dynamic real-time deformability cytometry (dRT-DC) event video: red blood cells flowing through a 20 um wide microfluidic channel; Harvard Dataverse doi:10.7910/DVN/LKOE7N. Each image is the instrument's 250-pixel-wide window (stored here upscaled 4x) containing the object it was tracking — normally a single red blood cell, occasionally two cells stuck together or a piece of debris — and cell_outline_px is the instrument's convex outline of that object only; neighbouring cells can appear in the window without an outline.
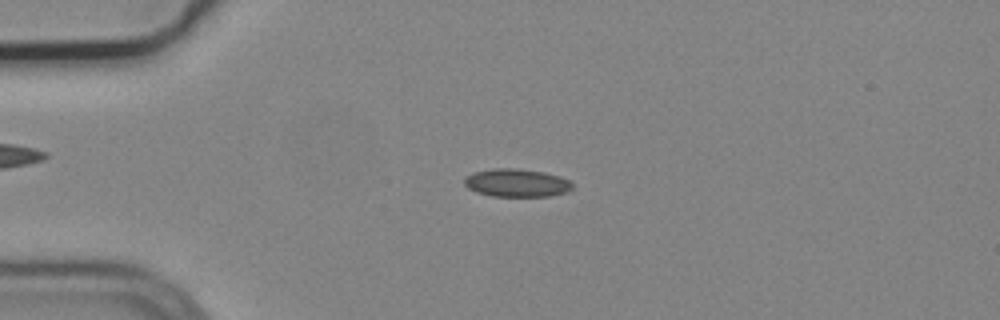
{"species": "common noctule bat (a hibernating species)", "species_latin": "Nyctalus noctula", "temperature_condition": "cold", "stored_images_in_passage": 6, "camera_frame_rate_fps": 3000, "um_per_image_px": 0.085, "animal": {"sex": "male", "body_mass_g": 19.2, "forearm_length_mm": 51.8}, "frame": {"image": 1, "passage_image": 1, "time_ms": 0.0, "image_size_px": [1000, 320], "cell_outline_px": [[572, 192], [548, 196], [492, 196], [476, 192], [468, 188], [464, 184], [464, 176], [472, 172], [492, 168], [516, 168], [544, 172], [560, 176], [568, 180], [572, 184]], "centroid_in_image_um": [43.91, 15.54], "position_along_channel_um": 41.1, "area_um2": 17.92}}
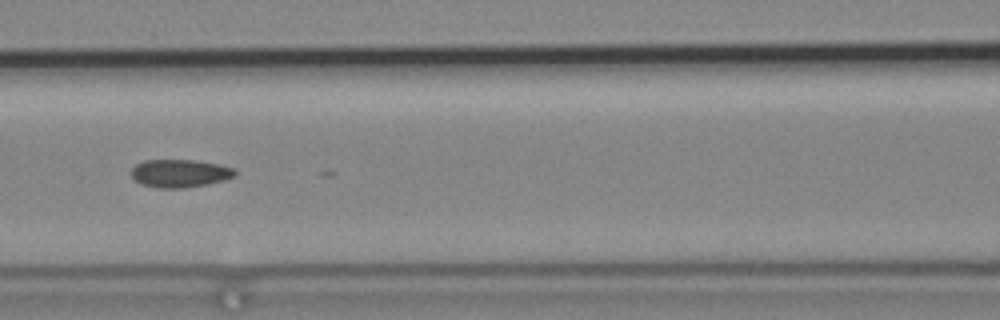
{"frame": {"image": 2, "passage_image": 4, "time_ms": 1.0, "image_size_px": [1000, 320], "cell_outline_px": [[236, 176], [224, 180], [204, 184], [180, 188], [160, 188], [140, 184], [132, 176], [132, 168], [136, 164], [144, 160], [196, 160], [220, 164], [236, 168]], "centroid_in_image_um": [15.31, 14.72], "position_along_channel_um": 151.3, "area_um2": 16.88}}
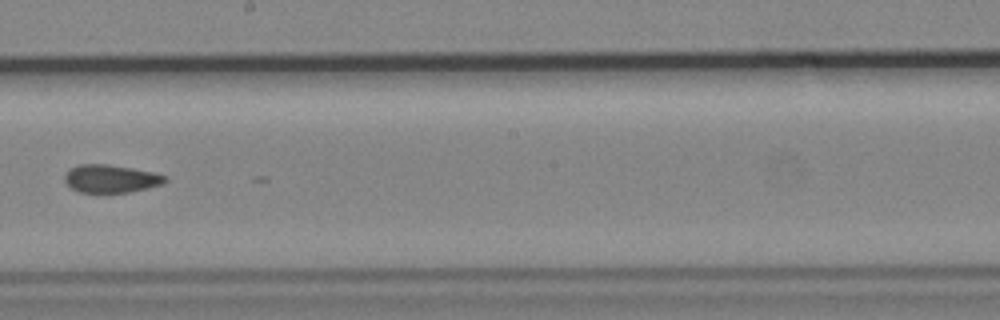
{"frame": {"image": 3, "passage_image": 6, "time_ms": 1.667, "image_size_px": [1000, 320], "cell_outline_px": [[168, 180], [164, 184], [148, 188], [128, 192], [80, 192], [72, 188], [64, 180], [64, 172], [68, 168], [80, 164], [108, 164], [132, 168], [152, 172], [168, 176]], "centroid_in_image_um": [9.42, 15.17], "position_along_channel_um": 238.8, "area_um2": 16.47}}